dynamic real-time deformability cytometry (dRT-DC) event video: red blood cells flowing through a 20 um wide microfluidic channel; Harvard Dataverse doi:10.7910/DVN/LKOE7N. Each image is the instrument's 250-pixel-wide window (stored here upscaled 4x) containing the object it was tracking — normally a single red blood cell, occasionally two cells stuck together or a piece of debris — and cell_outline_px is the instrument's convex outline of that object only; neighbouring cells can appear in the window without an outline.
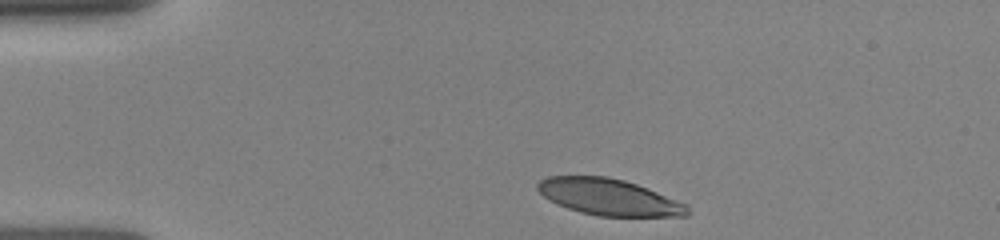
{"species": "human", "species_latin": "Homo sapiens", "temperature_condition": "room temperature", "stored_images_in_passage": 19, "camera_frame_rate_fps": 3000, "um_per_image_px": 0.085, "donor": {"sex": "female"}, "frame": {"image": 1, "passage_image": 1, "time_ms": 0.0, "image_size_px": [1000, 240], "cell_outline_px": [[692, 212], [688, 216], [596, 216], [580, 212], [556, 204], [544, 196], [536, 188], [536, 184], [540, 180], [548, 176], [608, 176], [624, 180], [648, 188], [688, 204]], "centroid_in_image_um": [51.79, 16.75], "position_along_channel_um": 33.2, "area_um2": 32.02}}
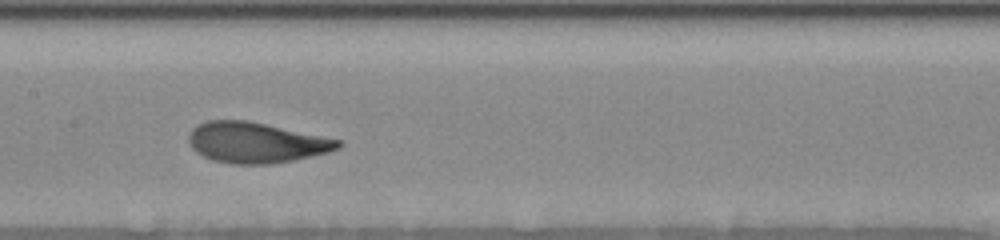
{"frame": {"image": 2, "passage_image": 6, "time_ms": 5.0, "image_size_px": [1000, 240], "cell_outline_px": [[344, 144], [340, 148], [328, 152], [292, 160], [272, 164], [232, 164], [212, 160], [196, 152], [192, 148], [188, 140], [188, 136], [192, 128], [196, 124], [208, 120], [248, 120], [344, 140]], "centroid_in_image_um": [21.78, 12.11], "position_along_channel_um": 185.6, "area_um2": 35.66}}
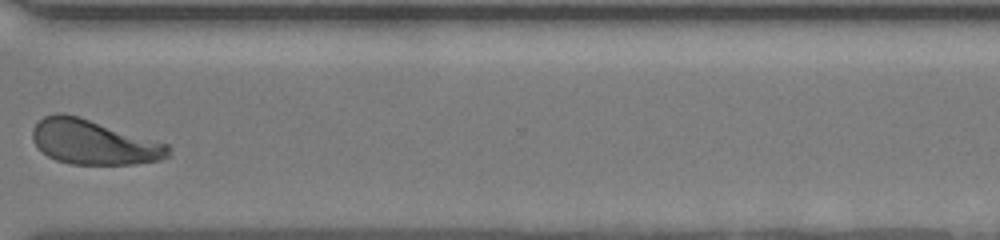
{"frame": {"image": 3, "passage_image": 16, "time_ms": 9.333, "image_size_px": [1000, 240], "cell_outline_px": [[172, 156], [160, 160], [132, 164], [72, 164], [56, 160], [48, 156], [32, 140], [32, 128], [44, 116], [56, 112], [64, 112], [80, 116], [168, 144]], "centroid_in_image_um": [7.96, 12.07], "position_along_channel_um": 362.6, "area_um2": 35.43}}